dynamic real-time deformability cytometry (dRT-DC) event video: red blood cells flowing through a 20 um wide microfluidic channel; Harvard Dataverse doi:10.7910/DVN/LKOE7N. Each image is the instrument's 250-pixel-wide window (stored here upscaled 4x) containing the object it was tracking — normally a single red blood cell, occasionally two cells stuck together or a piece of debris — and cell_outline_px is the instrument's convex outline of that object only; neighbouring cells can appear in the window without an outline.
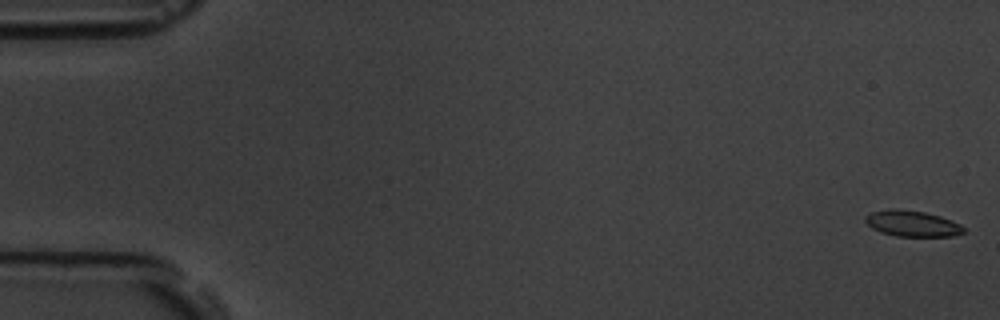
{"species": "common noctule bat (a hibernating species)", "species_latin": "Nyctalus noctula", "temperature_condition": "room temperature", "stored_images_in_passage": 56, "camera_frame_rate_fps": 3000, "um_per_image_px": 0.085, "animal": {"sex": "male", "body_mass_g": 19.5, "forearm_length_mm": 54.6}, "frame": {"image": 1, "passage_image": 1, "time_ms": 0.0, "image_size_px": [1000, 320], "cell_outline_px": [[964, 232], [952, 236], [896, 236], [880, 232], [872, 228], [864, 220], [864, 216], [872, 212], [888, 208], [896, 208], [924, 212], [940, 216], [960, 224], [964, 228]], "centroid_in_image_um": [77.5, 18.99], "position_along_channel_um": 7.5, "area_um2": 14.85}}
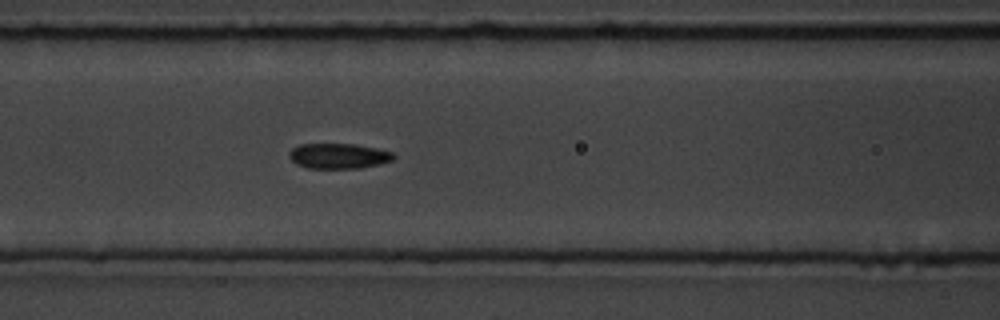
{"frame": {"image": 2, "passage_image": 24, "time_ms": 7.667, "image_size_px": [1000, 320], "cell_outline_px": [[396, 156], [392, 160], [360, 168], [308, 168], [296, 164], [288, 156], [288, 152], [292, 148], [300, 144], [356, 144], [376, 148], [392, 152]], "centroid_in_image_um": [28.74, 13.25], "position_along_channel_um": 137.9, "area_um2": 15.32}}
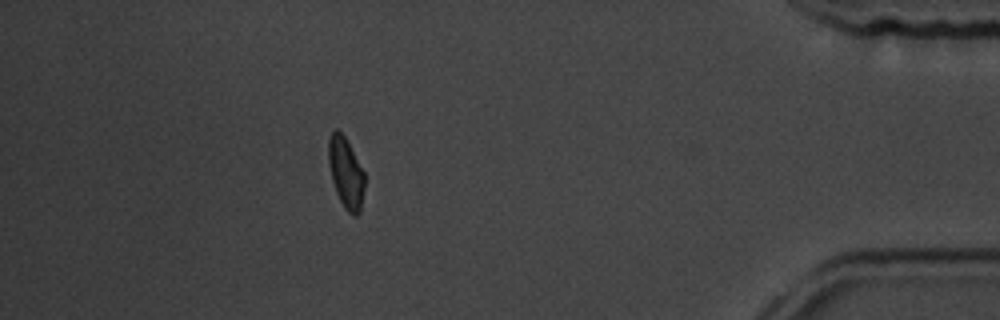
{"frame": {"image": 3, "passage_image": 50, "time_ms": 16.333, "image_size_px": [1000, 320], "cell_outline_px": [[364, 188], [360, 212], [356, 216], [352, 216], [344, 208], [336, 192], [332, 180], [328, 164], [328, 140], [332, 132], [336, 128], [344, 136], [364, 172]], "centroid_in_image_um": [29.38, 14.72], "position_along_channel_um": 405.8, "area_um2": 14.8}, "authors_computed_cell_mechanics": {"area_um2": 15.2592, "velocity_mm_per_s": 3.6617, "shape_relaxation_time_tau1_ms": 4.1433, "shape_relaxation_time_tau2_ms": 2.4516, "deformation_change_tau1": 0.0908, "deformation_change_tau2": 0.0578}}